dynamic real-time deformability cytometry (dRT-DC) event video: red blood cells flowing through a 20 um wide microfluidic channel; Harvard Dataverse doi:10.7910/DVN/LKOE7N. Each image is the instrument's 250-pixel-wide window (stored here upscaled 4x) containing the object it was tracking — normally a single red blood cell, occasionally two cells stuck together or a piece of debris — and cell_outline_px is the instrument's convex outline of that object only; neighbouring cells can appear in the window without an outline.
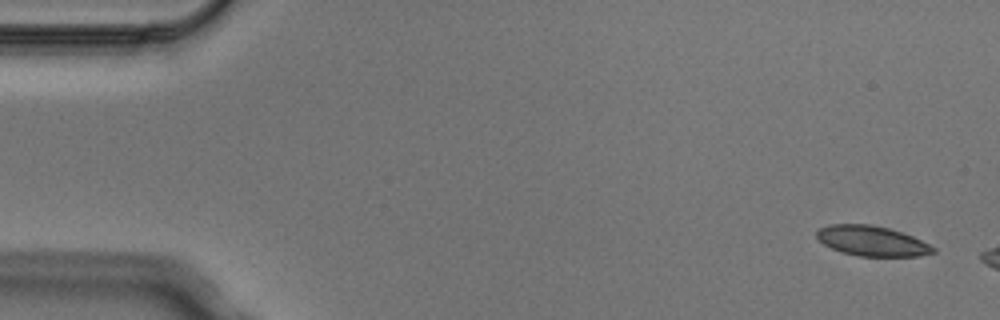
{"species": "Egyptian fruit bat (a non-hibernating species)", "species_latin": "Rousettus aegyptiacus", "temperature_condition": "cold", "stored_images_in_passage": 4, "camera_frame_rate_fps": 3000, "um_per_image_px": 0.085, "animal": {"sex": "male"}, "frame": {"image": 1, "passage_image": 1, "time_ms": 0.0, "image_size_px": [1000, 320], "cell_outline_px": [[936, 252], [920, 256], [860, 256], [844, 252], [832, 248], [824, 244], [816, 236], [816, 232], [820, 228], [828, 224], [868, 224], [888, 228], [912, 236], [936, 248]], "centroid_in_image_um": [74.12, 20.48], "position_along_channel_um": 10.9, "area_um2": 20.17}}